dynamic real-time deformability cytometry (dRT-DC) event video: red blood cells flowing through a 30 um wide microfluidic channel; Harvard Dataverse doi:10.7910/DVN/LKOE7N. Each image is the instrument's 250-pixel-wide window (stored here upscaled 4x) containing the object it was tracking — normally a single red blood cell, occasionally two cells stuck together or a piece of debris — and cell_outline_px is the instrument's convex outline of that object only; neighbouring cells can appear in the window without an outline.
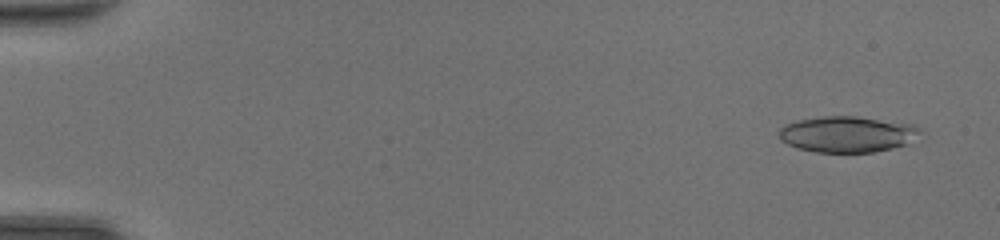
{"species": "common noctule bat (a hibernating species)", "species_latin": "Nyctalus noctula", "temperature_condition": "room temperature", "stored_images_in_passage": 47, "camera_frame_rate_fps": 3000, "um_per_image_px": 0.085, "animal": {"sex": "female", "body_mass_g": 20.0, "forearm_length_mm": 54.0}, "frame": {"image": 1, "passage_image": 3, "time_ms": 0.667, "image_size_px": [1000, 240], "cell_outline_px": [[924, 140], [892, 148], [872, 152], [816, 152], [796, 148], [780, 140], [780, 128], [784, 124], [796, 120], [820, 116], [856, 116], [916, 124], [924, 132]], "centroid_in_image_um": [72.15, 11.4], "position_along_channel_um": 12.9, "area_um2": 30.52}}
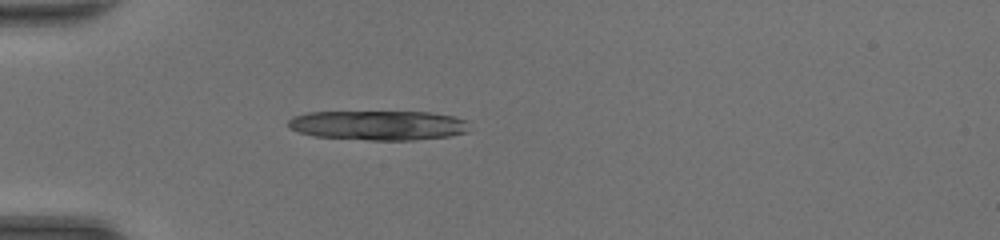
{"frame": {"image": 2, "passage_image": 15, "time_ms": 4.667, "image_size_px": [1000, 240], "cell_outline_px": [[468, 132], [448, 136], [412, 140], [368, 140], [316, 136], [300, 132], [288, 128], [288, 120], [292, 116], [308, 112], [428, 112], [452, 116], [468, 120]], "centroid_in_image_um": [32.15, 10.64], "position_along_channel_um": 52.8, "area_um2": 31.27}}